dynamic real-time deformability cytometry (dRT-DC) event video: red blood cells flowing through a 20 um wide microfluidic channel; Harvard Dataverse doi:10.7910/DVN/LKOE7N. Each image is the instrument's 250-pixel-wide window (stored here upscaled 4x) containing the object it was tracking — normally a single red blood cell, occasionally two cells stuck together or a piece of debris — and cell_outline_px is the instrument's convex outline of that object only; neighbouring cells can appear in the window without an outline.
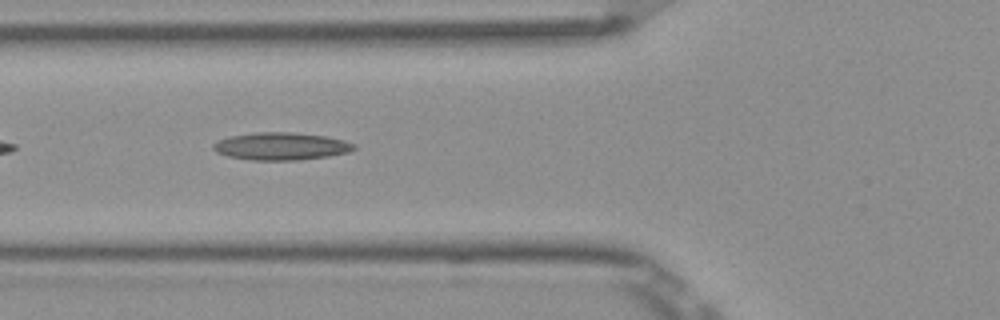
{"species": "Egyptian fruit bat (a non-hibernating species)", "species_latin": "Rousettus aegyptiacus", "temperature_condition": "room temperature", "stored_images_in_passage": 8, "camera_frame_rate_fps": 3000, "um_per_image_px": 0.085, "frame": {"image": 1, "passage_image": 6, "time_ms": 1.667, "image_size_px": [1000, 320], "cell_outline_px": [[356, 148], [348, 152], [328, 156], [296, 160], [252, 160], [228, 156], [216, 152], [212, 148], [212, 144], [220, 140], [232, 136], [256, 132], [292, 132], [324, 136], [344, 140], [356, 144]], "centroid_in_image_um": [23.9, 12.43], "position_along_channel_um": 101.9, "area_um2": 22.43}}
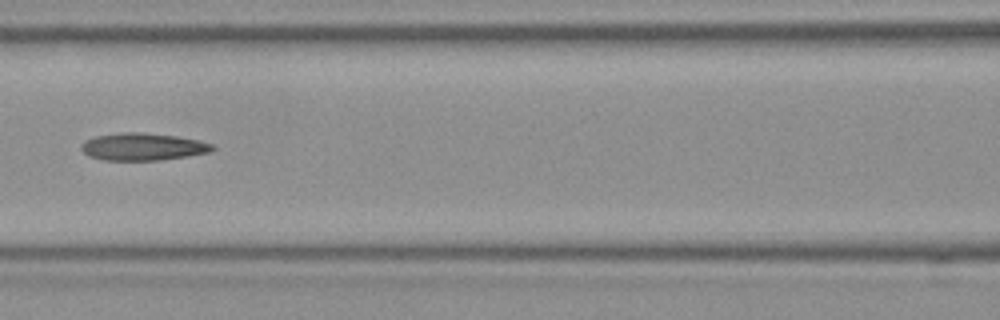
{"frame": {"image": 2, "passage_image": 7, "time_ms": 2.0, "image_size_px": [1000, 320], "cell_outline_px": [[216, 148], [212, 152], [188, 156], [160, 160], [104, 160], [88, 156], [80, 148], [80, 144], [84, 140], [96, 136], [120, 132], [144, 132], [176, 136], [200, 140], [212, 144]], "centroid_in_image_um": [12.15, 12.47], "position_along_channel_um": 154.5, "area_um2": 21.15}}
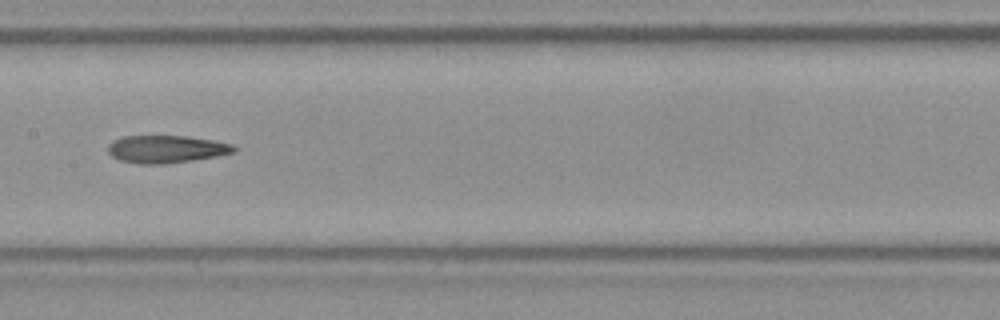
{"frame": {"image": 3, "passage_image": 8, "time_ms": 2.333, "image_size_px": [1000, 320], "cell_outline_px": [[236, 152], [216, 156], [192, 160], [164, 164], [140, 164], [120, 160], [112, 156], [108, 152], [108, 144], [112, 140], [124, 136], [184, 136], [216, 140], [232, 144], [236, 148]], "centroid_in_image_um": [14.13, 12.67], "position_along_channel_um": 193.3, "area_um2": 20.29}}